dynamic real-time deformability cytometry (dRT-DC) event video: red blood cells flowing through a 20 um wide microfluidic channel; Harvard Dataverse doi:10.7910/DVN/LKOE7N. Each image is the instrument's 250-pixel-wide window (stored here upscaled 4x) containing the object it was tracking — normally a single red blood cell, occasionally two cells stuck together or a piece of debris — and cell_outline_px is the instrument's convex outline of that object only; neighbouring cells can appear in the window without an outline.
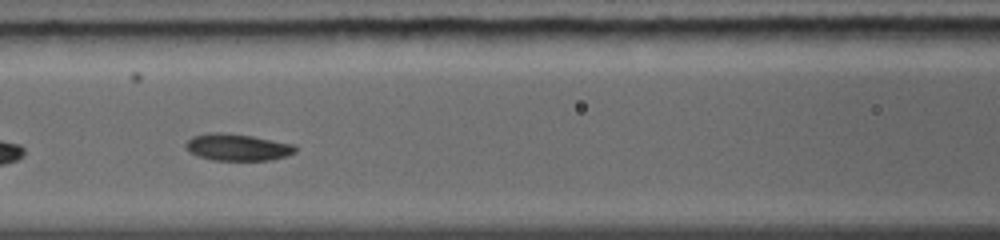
{"species": "common noctule bat (a hibernating species)", "species_latin": "Nyctalus noctula", "temperature_condition": "warm", "stored_images_in_passage": 14, "camera_frame_rate_fps": 5000, "um_per_image_px": 0.085, "animal": {"sex": "female", "body_mass_g": 19.0, "forearm_length_mm": 56.7}, "frame": {"image": 1, "passage_image": 5, "time_ms": 2.8, "image_size_px": [1000, 240], "cell_outline_px": [[296, 152], [272, 160], [212, 160], [196, 156], [188, 152], [184, 144], [192, 136], [208, 132], [224, 132], [252, 136], [292, 144], [296, 148]], "centroid_in_image_um": [20.11, 12.51], "position_along_channel_um": 146.5, "area_um2": 17.22}}
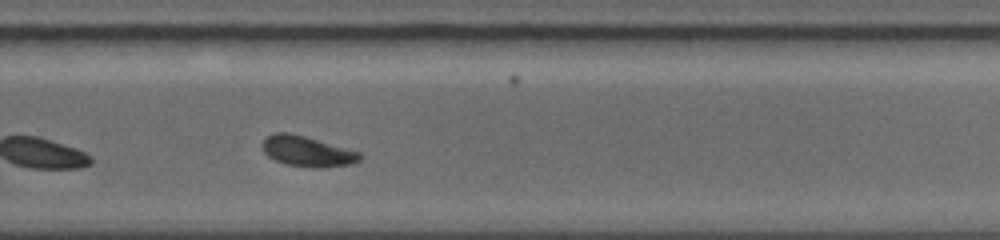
{"frame": {"image": 2, "passage_image": 10, "time_ms": 6.4, "image_size_px": [1000, 240], "cell_outline_px": [[364, 156], [360, 160], [352, 164], [284, 164], [268, 156], [264, 152], [260, 144], [268, 136], [276, 132], [288, 132], [304, 136], [360, 152]], "centroid_in_image_um": [26.06, 12.79], "position_along_channel_um": 303.7, "area_um2": 16.24}}
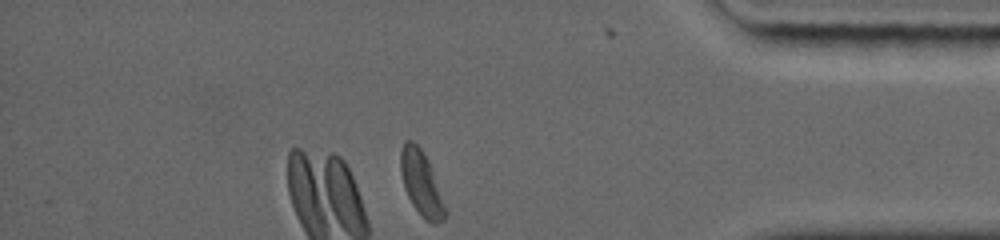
{"frame": {"image": 3, "passage_image": 14, "time_ms": 9.2, "image_size_px": [1000, 240], "cell_outline_px": [[448, 212], [444, 220], [436, 224], [432, 224], [424, 220], [412, 204], [404, 188], [400, 172], [400, 148], [404, 140], [412, 140], [424, 152], [428, 160], [448, 208]], "centroid_in_image_um": [35.83, 15.61], "position_along_channel_um": 399.4, "area_um2": 17.28}, "authors_computed_cell_mechanics": {"area_um2": 17.2533, "velocity_mm_per_s": 4.414, "shape_relaxation_time_tau1_ms": 2.296, "shape_relaxation_time_tau2_ms": null, "deformation_change_tau1": 0.1158, "deformation_change_tau2": null}}